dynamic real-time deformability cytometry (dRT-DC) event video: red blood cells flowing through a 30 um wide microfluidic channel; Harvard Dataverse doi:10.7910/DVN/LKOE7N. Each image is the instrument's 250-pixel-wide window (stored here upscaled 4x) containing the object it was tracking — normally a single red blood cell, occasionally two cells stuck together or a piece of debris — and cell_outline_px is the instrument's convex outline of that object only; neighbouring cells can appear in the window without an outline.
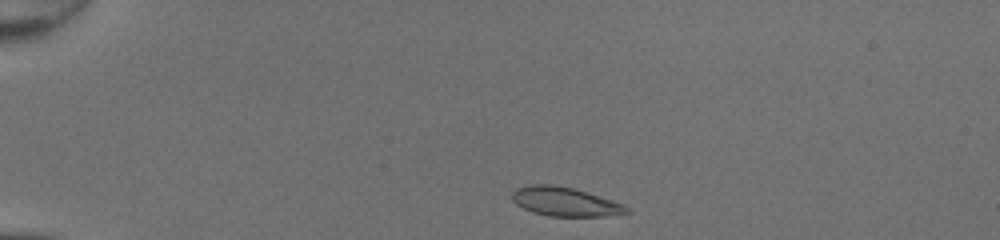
{"species": "common noctule bat (a hibernating species)", "species_latin": "Nyctalus noctula", "temperature_condition": "room temperature", "stored_images_in_passage": 39, "camera_frame_rate_fps": 3000, "um_per_image_px": 0.085, "animal": {"sex": "female", "body_mass_g": 20.0, "forearm_length_mm": 54.0}, "frame": {"image": 1, "passage_image": 1, "time_ms": 0.0, "image_size_px": [1000, 240], "cell_outline_px": [[632, 212], [604, 216], [548, 216], [532, 212], [516, 204], [512, 200], [512, 192], [516, 188], [528, 184], [552, 184], [572, 188], [612, 200], [624, 204]], "centroid_in_image_um": [48.0, 17.14], "position_along_channel_um": 37.0, "area_um2": 19.31}}
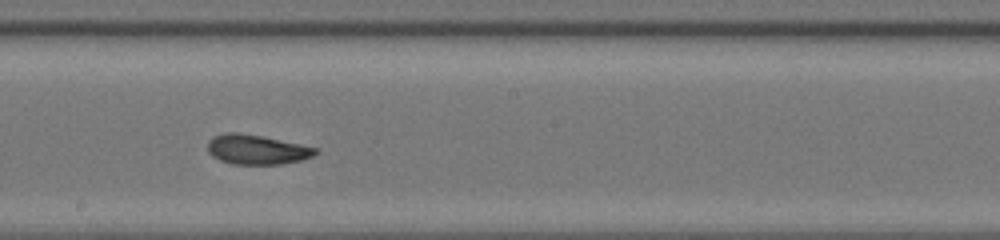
{"frame": {"image": 2, "passage_image": 19, "time_ms": 6.0, "image_size_px": [1000, 240], "cell_outline_px": [[316, 152], [312, 156], [300, 160], [284, 164], [232, 164], [220, 160], [212, 156], [208, 152], [208, 140], [212, 136], [224, 132], [240, 132], [300, 144], [316, 148]], "centroid_in_image_um": [21.75, 12.7], "position_along_channel_um": 226.4, "area_um2": 18.55}}
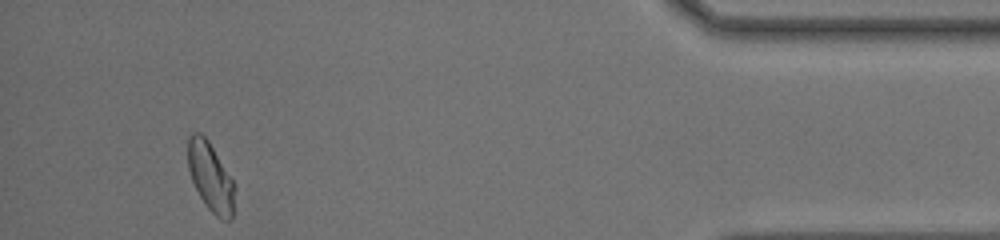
{"frame": {"image": 3, "passage_image": 36, "time_ms": 11.667, "image_size_px": [1000, 240], "cell_outline_px": [[236, 188], [232, 220], [224, 220], [216, 216], [208, 208], [200, 196], [192, 180], [188, 168], [188, 136], [192, 132], [200, 132], [208, 140], [232, 180]], "centroid_in_image_um": [17.9, 15.05], "position_along_channel_um": 417.3, "area_um2": 18.61}, "authors_computed_cell_mechanics": {"area_um2": 18.9006, "velocity_mm_per_s": 4.3026, "shape_relaxation_time_tau1_ms": 2.6841, "shape_relaxation_time_tau2_ms": 1.5165, "deformation_change_tau1": 0.129, "deformation_change_tau2": 0.0732}}